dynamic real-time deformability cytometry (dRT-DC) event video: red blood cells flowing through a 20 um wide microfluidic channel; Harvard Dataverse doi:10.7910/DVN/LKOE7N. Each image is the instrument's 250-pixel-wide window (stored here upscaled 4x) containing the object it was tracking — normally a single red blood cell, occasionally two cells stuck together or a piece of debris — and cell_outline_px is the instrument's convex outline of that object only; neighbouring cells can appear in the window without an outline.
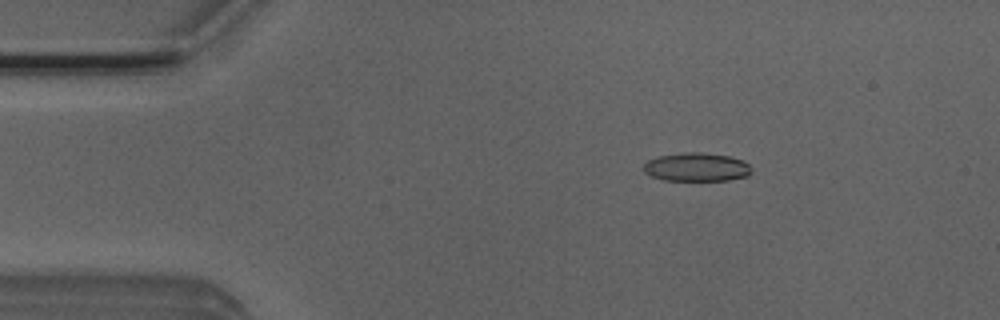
{"species": "Egyptian fruit bat (a non-hibernating species)", "species_latin": "Rousettus aegyptiacus", "temperature_condition": "room temperature", "stored_images_in_passage": 52, "camera_frame_rate_fps": 3000, "um_per_image_px": 0.085, "animal": {"sex": "male"}, "frame": {"image": 1, "passage_image": 8, "time_ms": 2.333, "image_size_px": [1000, 320], "cell_outline_px": [[752, 172], [748, 176], [728, 180], [664, 180], [652, 176], [644, 172], [644, 164], [648, 160], [660, 156], [684, 152], [700, 152], [728, 156], [740, 160], [748, 164], [752, 168]], "centroid_in_image_um": [59.22, 14.2], "position_along_channel_um": 25.8, "area_um2": 17.8}}
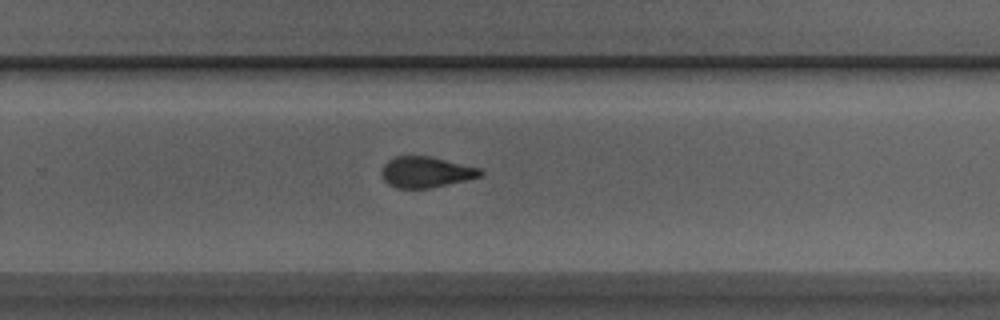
{"frame": {"image": 2, "passage_image": 33, "time_ms": 10.667, "image_size_px": [1000, 320], "cell_outline_px": [[484, 172], [480, 176], [432, 188], [396, 188], [388, 184], [384, 180], [380, 172], [384, 164], [388, 160], [396, 156], [432, 156], [480, 168]], "centroid_in_image_um": [36.18, 14.62], "position_along_channel_um": 293.6, "area_um2": 17.8}}
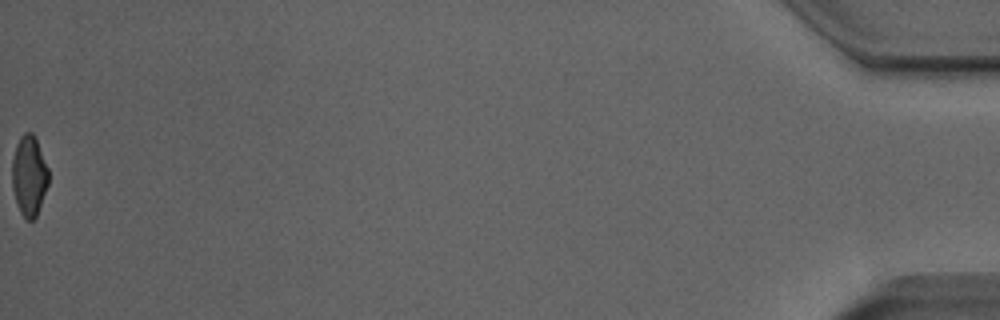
{"frame": {"image": 3, "passage_image": 52, "time_ms": 17.0, "image_size_px": [1000, 320], "cell_outline_px": [[48, 184], [36, 216], [32, 220], [28, 220], [20, 212], [12, 188], [12, 160], [16, 144], [20, 136], [24, 132], [32, 132], [36, 140], [48, 168]], "centroid_in_image_um": [2.46, 14.91], "position_along_channel_um": 432.7, "area_um2": 16.82}, "authors_computed_cell_mechanics": {"area_um2": 18.3804, "velocity_mm_per_s": 3.932, "shape_relaxation_time_tau1_ms": 7.6848, "shape_relaxation_time_tau2_ms": 2.5625, "deformation_change_tau1": 0.1881, "deformation_change_tau2": 0.0951}}